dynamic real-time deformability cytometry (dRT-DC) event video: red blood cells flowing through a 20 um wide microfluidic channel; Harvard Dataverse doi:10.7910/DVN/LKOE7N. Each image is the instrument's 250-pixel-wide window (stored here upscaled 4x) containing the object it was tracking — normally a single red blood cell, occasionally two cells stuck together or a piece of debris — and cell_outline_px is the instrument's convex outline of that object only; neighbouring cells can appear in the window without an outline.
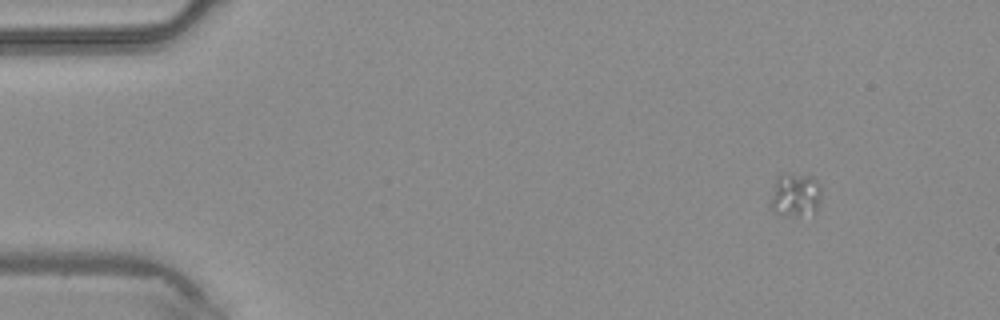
{"species": "common noctule bat (a hibernating species)", "species_latin": "Nyctalus noctula", "temperature_condition": "warm", "stored_images_in_passage": 4, "camera_frame_rate_fps": 3000, "um_per_image_px": 0.085, "animal": {"sex": "male", "body_mass_g": 20.4}, "frame": {"image": 1, "passage_image": 1, "time_ms": 0.0, "image_size_px": [1000, 320], "cell_outline_px": [[820, 200], [816, 208], [812, 212], [776, 212], [768, 204], [776, 176], [780, 172], [784, 172], [812, 176], [820, 184]], "centroid_in_image_um": [67.55, 16.43], "position_along_channel_um": 17.4, "area_um2": 12.54}}